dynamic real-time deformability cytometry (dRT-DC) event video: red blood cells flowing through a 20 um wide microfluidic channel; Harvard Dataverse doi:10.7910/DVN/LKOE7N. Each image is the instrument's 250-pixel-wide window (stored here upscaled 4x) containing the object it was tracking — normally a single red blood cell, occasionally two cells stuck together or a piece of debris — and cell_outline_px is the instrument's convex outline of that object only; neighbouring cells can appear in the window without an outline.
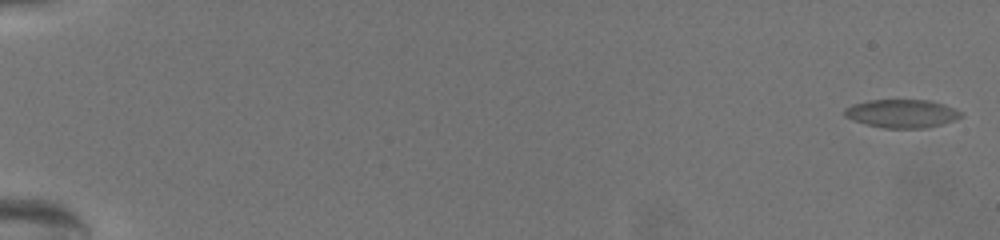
{"species": "common noctule bat (a hibernating species)", "species_latin": "Nyctalus noctula", "temperature_condition": "warm", "stored_images_in_passage": 72, "camera_frame_rate_fps": 3000, "um_per_image_px": 0.085, "animal": {"sex": "female", "body_mass_g": 19.5, "forearm_length_mm": 54.1}, "frame": {"image": 1, "passage_image": 2, "time_ms": 0.333, "image_size_px": [1000, 240], "cell_outline_px": [[960, 116], [952, 120], [940, 124], [924, 128], [884, 128], [868, 124], [844, 116], [844, 108], [868, 100], [928, 100], [952, 108], [960, 112]], "centroid_in_image_um": [76.6, 9.65], "position_along_channel_um": 8.4, "area_um2": 18.55}}
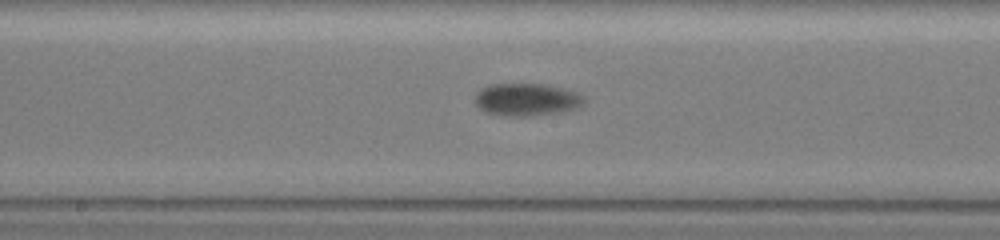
{"frame": {"image": 2, "passage_image": 42, "time_ms": 13.667, "image_size_px": [1000, 240], "cell_outline_px": [[584, 100], [580, 104], [572, 108], [556, 112], [532, 116], [504, 116], [484, 112], [476, 104], [476, 92], [492, 84], [544, 84], [560, 88], [584, 96]], "centroid_in_image_um": [44.68, 8.47], "position_along_channel_um": 203.5, "area_um2": 20.11}}
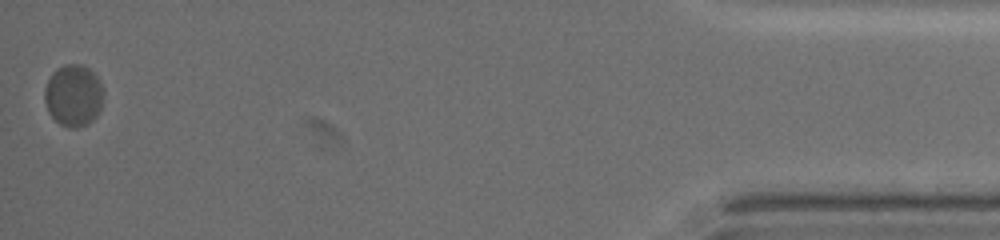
{"frame": {"image": 3, "passage_image": 72, "time_ms": 23.667, "image_size_px": [1000, 240], "cell_outline_px": [[104, 96], [100, 108], [96, 116], [88, 124], [76, 128], [68, 128], [60, 124], [48, 112], [44, 100], [44, 88], [52, 72], [56, 68], [64, 64], [80, 64], [88, 68], [96, 76], [104, 92]], "centroid_in_image_um": [6.23, 8.11], "position_along_channel_um": 429.0, "area_um2": 21.33}, "authors_computed_cell_mechanics": {"area_um2": 19.074, "velocity_mm_per_s": 3.0526, "shape_relaxation_time_tau1_ms": 3.2181, "shape_relaxation_time_tau2_ms": null, "deformation_change_tau1": 0.0924, "deformation_change_tau2": null}}